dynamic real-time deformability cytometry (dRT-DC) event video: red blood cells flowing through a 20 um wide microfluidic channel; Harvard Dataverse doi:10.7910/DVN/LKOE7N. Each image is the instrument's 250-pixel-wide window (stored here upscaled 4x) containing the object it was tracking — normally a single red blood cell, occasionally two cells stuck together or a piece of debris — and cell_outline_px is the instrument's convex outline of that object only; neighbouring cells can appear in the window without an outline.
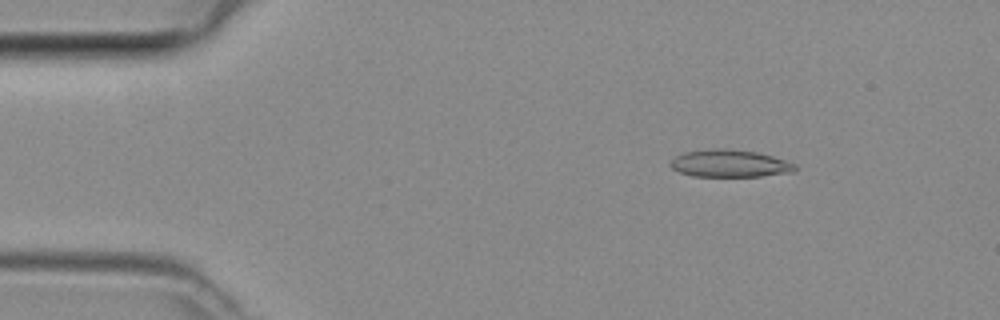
{"species": "common noctule bat (a hibernating species)", "species_latin": "Nyctalus noctula", "temperature_condition": "room temperature", "stored_images_in_passage": 47, "camera_frame_rate_fps": 3000, "um_per_image_px": 0.085, "animal": {"sex": "female", "body_mass_g": 29.2, "forearm_length_mm": 56.3}, "frame": {"image": 1, "passage_image": 7, "time_ms": 2.0, "image_size_px": [1000, 320], "cell_outline_px": [[796, 172], [760, 176], [692, 176], [680, 172], [672, 168], [668, 164], [676, 156], [684, 152], [712, 148], [724, 148], [756, 152], [772, 156], [796, 164]], "centroid_in_image_um": [62.03, 13.89], "position_along_channel_um": 23.0, "area_um2": 19.88}}
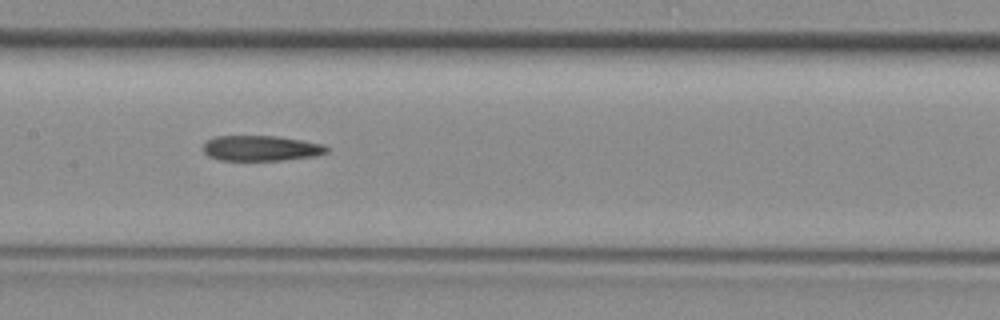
{"frame": {"image": 2, "passage_image": 23, "time_ms": 7.333, "image_size_px": [1000, 320], "cell_outline_px": [[328, 152], [316, 156], [280, 160], [220, 160], [208, 156], [204, 152], [204, 144], [208, 140], [216, 136], [276, 136], [324, 144], [328, 148]], "centroid_in_image_um": [22.2, 12.6], "position_along_channel_um": 185.2, "area_um2": 18.15}}
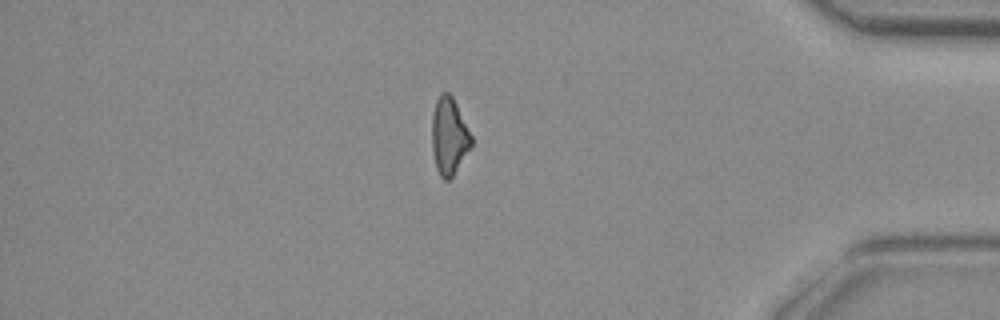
{"frame": {"image": 3, "passage_image": 40, "time_ms": 13.0, "image_size_px": [1000, 320], "cell_outline_px": [[472, 144], [452, 176], [448, 180], [444, 180], [440, 176], [436, 168], [432, 152], [432, 116], [436, 100], [440, 92], [448, 92], [452, 96], [472, 136]], "centroid_in_image_um": [38.15, 11.56], "position_along_channel_um": 397.1, "area_um2": 17.51}}